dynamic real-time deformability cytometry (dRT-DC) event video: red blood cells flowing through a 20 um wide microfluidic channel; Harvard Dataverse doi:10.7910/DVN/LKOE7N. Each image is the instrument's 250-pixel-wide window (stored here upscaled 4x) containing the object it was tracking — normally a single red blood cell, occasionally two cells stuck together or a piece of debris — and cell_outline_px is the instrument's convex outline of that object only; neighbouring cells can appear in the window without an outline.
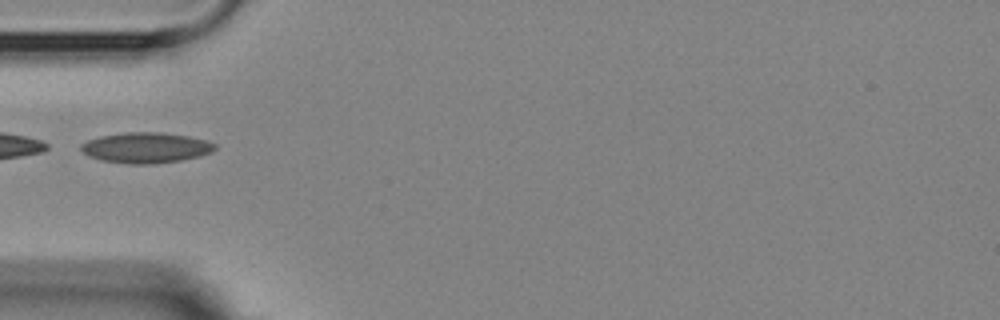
{"species": "Egyptian fruit bat (a non-hibernating species)", "species_latin": "Rousettus aegyptiacus", "temperature_condition": "room temperature", "stored_images_in_passage": 6, "camera_frame_rate_fps": 3000, "um_per_image_px": 0.085, "animal": {"sex": "female"}, "frame": {"image": 1, "passage_image": 1, "time_ms": 0.0, "image_size_px": [1000, 320], "cell_outline_px": [[216, 148], [212, 152], [200, 156], [180, 160], [156, 164], [128, 164], [100, 160], [88, 156], [80, 148], [80, 144], [88, 140], [100, 136], [124, 132], [160, 132], [188, 136], [208, 140], [216, 144]], "centroid_in_image_um": [12.41, 12.55], "position_along_channel_um": 72.6, "area_um2": 24.04}}
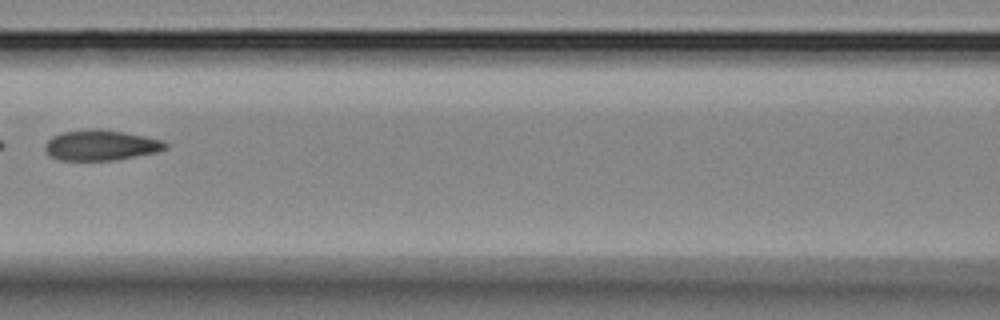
{"frame": {"image": 2, "passage_image": 3, "time_ms": 2.333, "image_size_px": [1000, 320], "cell_outline_px": [[168, 148], [156, 152], [116, 160], [60, 160], [48, 156], [44, 148], [44, 144], [52, 136], [60, 132], [88, 128], [100, 128], [124, 132], [164, 140], [168, 144]], "centroid_in_image_um": [8.55, 12.33], "position_along_channel_um": 158.1, "area_um2": 21.73}}
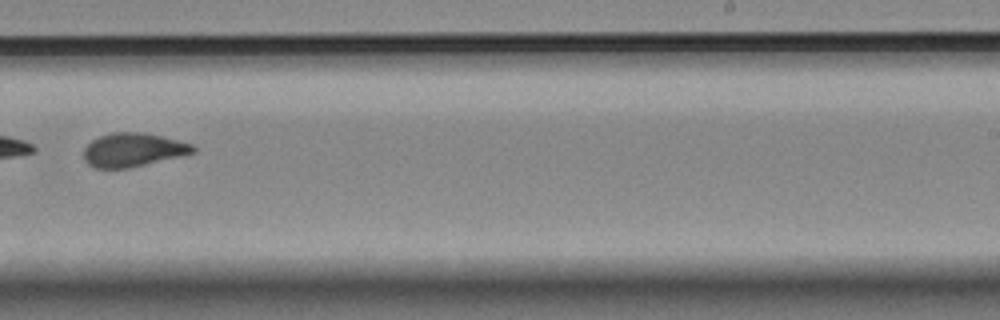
{"frame": {"image": 3, "passage_image": 6, "time_ms": 5.667, "image_size_px": [1000, 320], "cell_outline_px": [[196, 152], [128, 168], [92, 168], [84, 160], [84, 148], [92, 140], [100, 136], [112, 132], [144, 132], [164, 136], [196, 144]], "centroid_in_image_um": [11.33, 12.72], "position_along_channel_um": 277.7, "area_um2": 21.62}}